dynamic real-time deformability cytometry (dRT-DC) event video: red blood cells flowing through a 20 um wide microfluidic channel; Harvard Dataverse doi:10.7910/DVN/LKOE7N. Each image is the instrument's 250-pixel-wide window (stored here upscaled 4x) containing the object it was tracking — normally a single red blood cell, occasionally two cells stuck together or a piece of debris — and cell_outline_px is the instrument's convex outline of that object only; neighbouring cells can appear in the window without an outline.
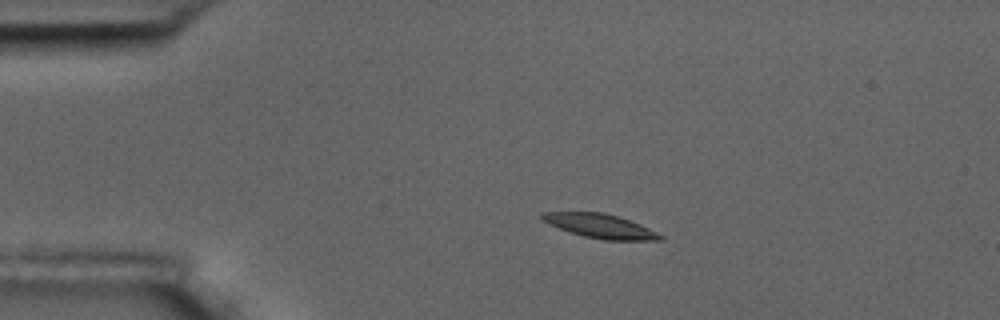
{"species": "common noctule bat (a hibernating species)", "species_latin": "Nyctalus noctula", "temperature_condition": "room temperature", "stored_images_in_passage": 5, "camera_frame_rate_fps": 3000, "um_per_image_px": 0.085, "animal": {"sex": "male", "body_mass_g": 17.5, "forearm_length_mm": 52.3}, "frame": {"image": 1, "passage_image": 2, "time_ms": 2.0, "image_size_px": [1000, 320], "cell_outline_px": [[664, 240], [604, 240], [584, 236], [560, 228], [544, 220], [540, 216], [540, 212], [604, 212], [620, 216], [640, 224], [664, 236]], "centroid_in_image_um": [51.08, 19.2], "position_along_channel_um": 33.9, "area_um2": 16.42}}
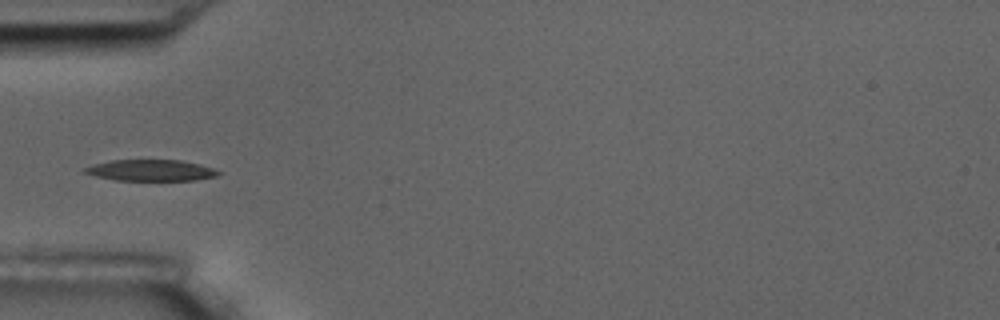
{"frame": {"image": 2, "passage_image": 4, "time_ms": 4.333, "image_size_px": [1000, 320], "cell_outline_px": [[224, 172], [216, 176], [196, 180], [116, 180], [96, 176], [84, 172], [80, 168], [92, 164], [112, 160], [184, 160], [200, 164]], "centroid_in_image_um": [12.82, 14.47], "position_along_channel_um": 72.2, "area_um2": 16.65}}